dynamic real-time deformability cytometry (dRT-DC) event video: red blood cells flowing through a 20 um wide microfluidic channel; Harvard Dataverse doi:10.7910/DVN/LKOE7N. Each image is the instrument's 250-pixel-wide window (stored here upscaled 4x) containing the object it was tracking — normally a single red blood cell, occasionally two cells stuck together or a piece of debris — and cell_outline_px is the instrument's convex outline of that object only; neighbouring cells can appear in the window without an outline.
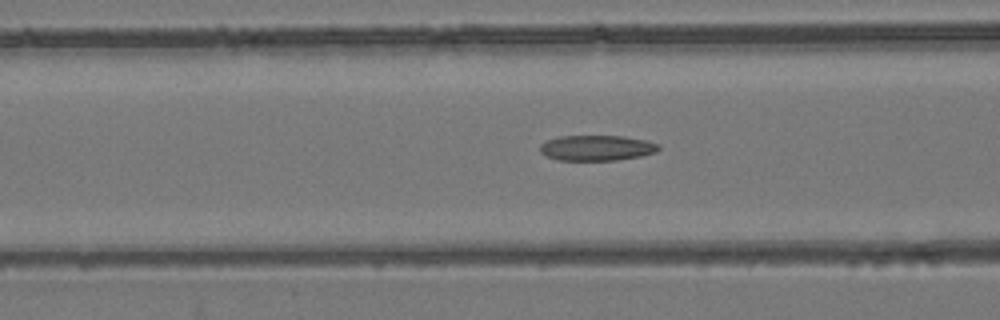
{"species": "common noctule bat (a hibernating species)", "species_latin": "Nyctalus noctula", "temperature_condition": "room temperature", "stored_images_in_passage": 54, "camera_frame_rate_fps": 3000, "um_per_image_px": 0.085, "animal": {"sex": "female", "body_mass_g": 24.6, "forearm_length_mm": 56.2}, "frame": {"image": 1, "passage_image": 22, "time_ms": 7.0, "image_size_px": [1000, 320], "cell_outline_px": [[660, 148], [656, 152], [640, 156], [616, 160], [560, 160], [544, 156], [540, 152], [540, 144], [548, 140], [560, 136], [624, 136], [644, 140], [660, 144]], "centroid_in_image_um": [50.71, 12.57], "position_along_channel_um": 115.9, "area_um2": 17.57}}
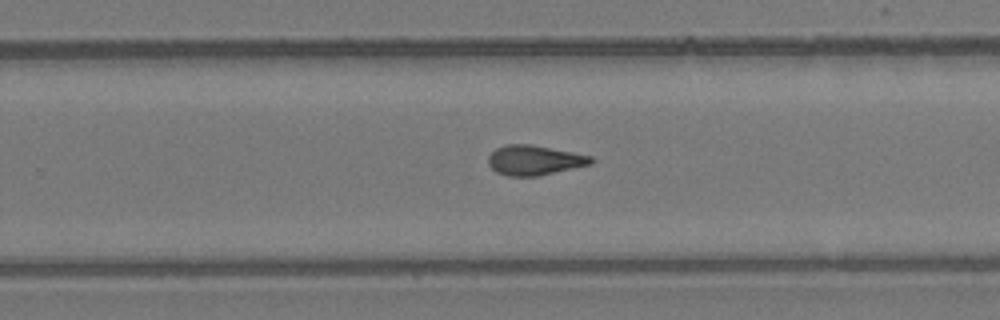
{"frame": {"image": 2, "passage_image": 35, "time_ms": 11.333, "image_size_px": [1000, 320], "cell_outline_px": [[596, 160], [592, 164], [536, 176], [508, 176], [496, 172], [488, 164], [488, 156], [496, 148], [508, 144], [532, 144], [592, 156]], "centroid_in_image_um": [45.43, 13.61], "position_along_channel_um": 284.4, "area_um2": 17.86}}
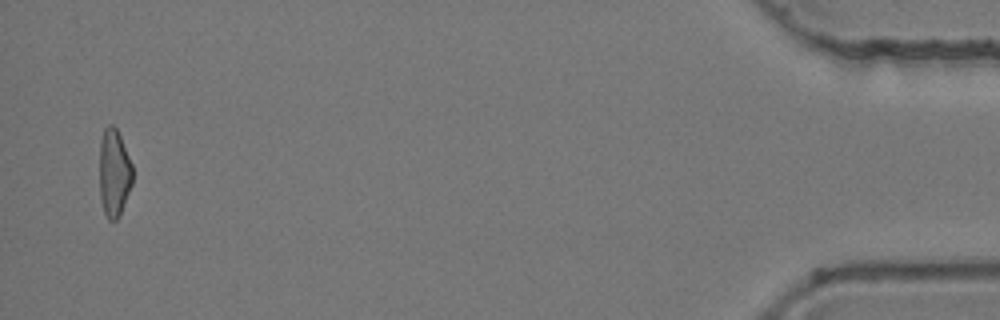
{"frame": {"image": 3, "passage_image": 53, "time_ms": 17.333, "image_size_px": [1000, 320], "cell_outline_px": [[132, 184], [120, 212], [116, 220], [108, 220], [104, 212], [100, 200], [100, 140], [104, 128], [108, 124], [112, 124], [116, 128], [120, 136], [132, 164]], "centroid_in_image_um": [9.68, 14.67], "position_along_channel_um": 425.5, "area_um2": 16.76}, "authors_computed_cell_mechanics": {"area_um2": 17.8602, "velocity_mm_per_s": 3.8851, "shape_relaxation_time_tau1_ms": null, "shape_relaxation_time_tau2_ms": 2.9906, "deformation_change_tau1": null, "deformation_change_tau2": 0.1121}}